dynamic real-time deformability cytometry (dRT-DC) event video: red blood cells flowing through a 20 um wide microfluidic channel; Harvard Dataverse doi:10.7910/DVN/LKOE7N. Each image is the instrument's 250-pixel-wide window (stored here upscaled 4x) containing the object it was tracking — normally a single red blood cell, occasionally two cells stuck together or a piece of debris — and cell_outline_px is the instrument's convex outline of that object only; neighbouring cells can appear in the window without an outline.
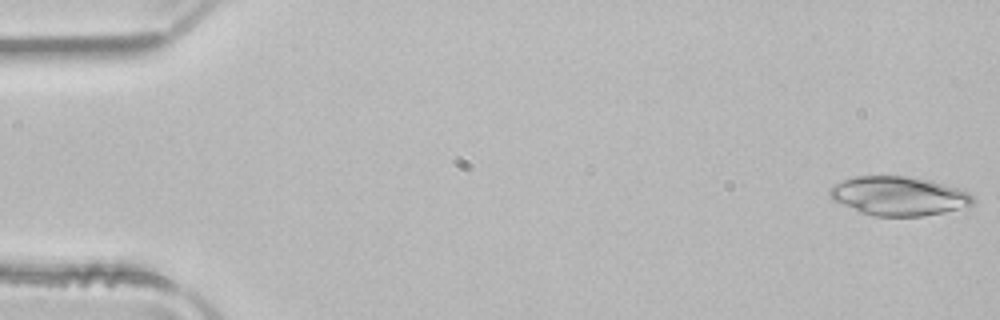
{"species": "common noctule bat (a hibernating species)", "species_latin": "Nyctalus noctula", "temperature_condition": "room temperature", "stored_images_in_passage": 50, "camera_frame_rate_fps": 3000, "um_per_image_px": 0.085, "animal": {"sex": "male", "body_mass_g": 21.5, "forearm_length_mm": 52.0}, "frame": {"image": 1, "passage_image": 1, "time_ms": 0.0, "image_size_px": [1000, 320], "cell_outline_px": [[976, 196], [972, 204], [944, 212], [920, 216], [872, 216], [860, 212], [832, 200], [828, 196], [828, 188], [832, 184], [856, 176], [904, 176], [932, 180], [964, 188]], "centroid_in_image_um": [76.4, 16.64], "position_along_channel_um": 8.6, "area_um2": 33.0}}
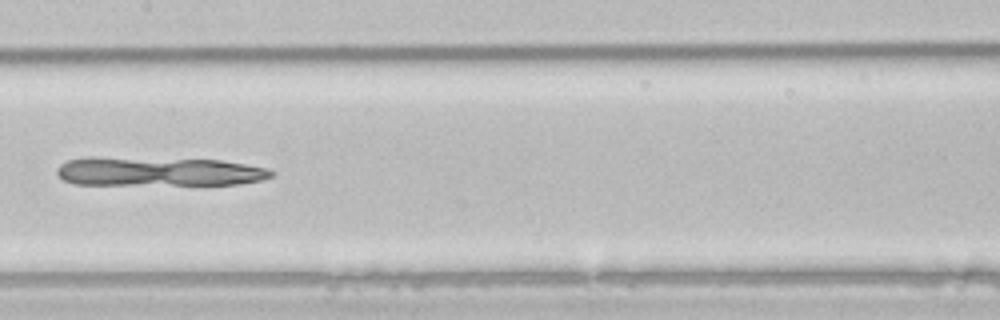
{"frame": {"image": 2, "passage_image": 25, "time_ms": 8.0, "image_size_px": [1000, 320], "cell_outline_px": [[276, 172], [272, 176], [260, 180], [236, 184], [76, 184], [64, 180], [56, 172], [56, 168], [60, 164], [68, 160], [88, 156], [96, 156], [220, 160], [268, 168]], "centroid_in_image_um": [13.43, 14.56], "position_along_channel_um": 194.0, "area_um2": 36.41}}